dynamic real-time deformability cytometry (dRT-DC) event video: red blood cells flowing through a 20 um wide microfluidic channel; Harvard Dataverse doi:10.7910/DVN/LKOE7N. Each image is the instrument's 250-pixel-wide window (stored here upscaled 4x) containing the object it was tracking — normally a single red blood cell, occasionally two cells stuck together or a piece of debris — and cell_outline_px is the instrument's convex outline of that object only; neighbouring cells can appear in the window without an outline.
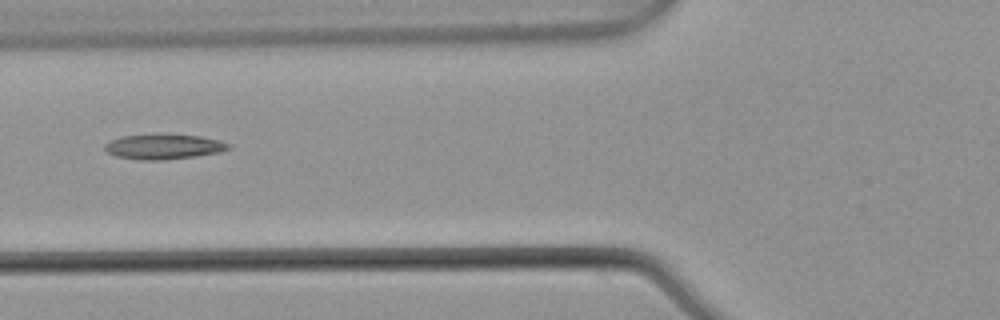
{"species": "common noctule bat (a hibernating species)", "species_latin": "Nyctalus noctula", "temperature_condition": "warm", "stored_images_in_passage": 6, "camera_frame_rate_fps": 3000, "um_per_image_px": 0.085, "animal": {"sex": "male", "body_mass_g": 21.5, "forearm_length_mm": 52.0}, "frame": {"image": 1, "passage_image": 6, "time_ms": 1.667, "image_size_px": [1000, 320], "cell_outline_px": [[232, 148], [220, 152], [196, 156], [160, 160], [144, 160], [116, 156], [108, 152], [104, 148], [104, 144], [112, 140], [124, 136], [160, 132], [200, 136], [220, 140], [232, 144]], "centroid_in_image_um": [13.97, 12.43], "position_along_channel_um": 111.8, "area_um2": 18.5}}